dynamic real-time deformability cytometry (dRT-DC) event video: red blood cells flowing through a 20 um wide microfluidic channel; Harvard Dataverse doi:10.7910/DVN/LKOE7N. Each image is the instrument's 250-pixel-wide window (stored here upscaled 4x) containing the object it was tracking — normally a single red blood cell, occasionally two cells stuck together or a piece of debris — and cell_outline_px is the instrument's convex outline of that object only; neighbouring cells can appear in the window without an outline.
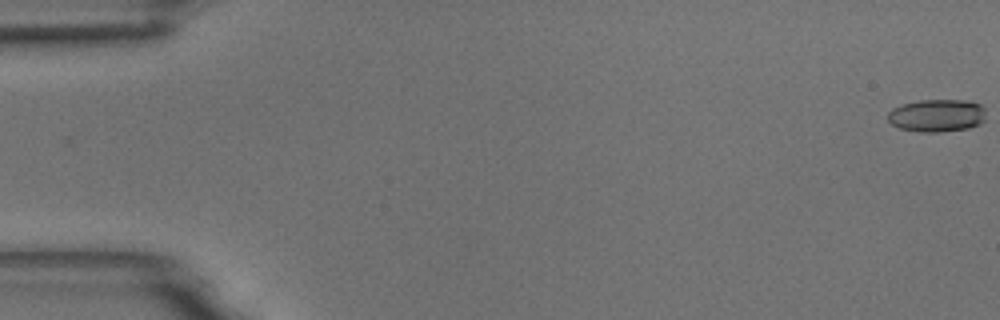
{"species": "common noctule bat (a hibernating species)", "species_latin": "Nyctalus noctula", "temperature_condition": "room temperature", "stored_images_in_passage": 15, "camera_frame_rate_fps": 3000, "um_per_image_px": 0.085, "animal": {"sex": "male", "body_mass_g": 18.8}, "frame": {"image": 1, "passage_image": 1, "time_ms": 0.0, "image_size_px": [1000, 320], "cell_outline_px": [[984, 120], [980, 124], [968, 128], [940, 132], [920, 132], [900, 128], [892, 124], [888, 120], [888, 112], [892, 108], [904, 104], [920, 100], [960, 100], [980, 104], [984, 108]], "centroid_in_image_um": [79.62, 9.82], "position_along_channel_um": 5.4, "area_um2": 18.55}}
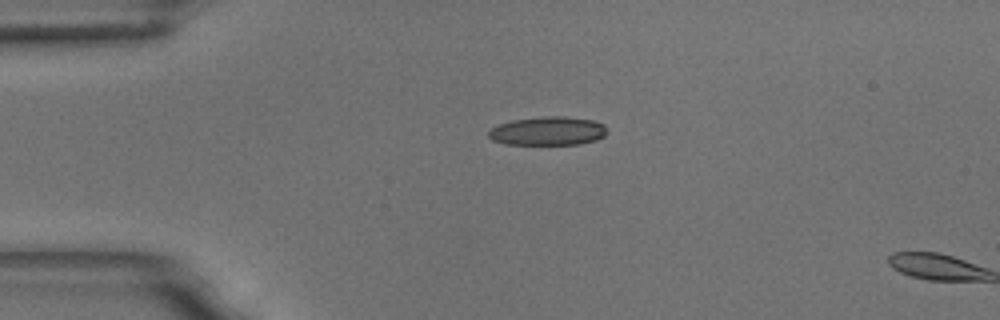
{"frame": {"image": 2, "passage_image": 14, "time_ms": 4.333, "image_size_px": [1000, 320], "cell_outline_px": [[608, 132], [604, 136], [596, 140], [580, 144], [504, 144], [492, 140], [488, 136], [488, 132], [492, 128], [500, 124], [512, 120], [544, 116], [564, 116], [592, 120], [604, 124]], "centroid_in_image_um": [46.59, 11.13], "position_along_channel_um": 38.4, "area_um2": 19.83}}